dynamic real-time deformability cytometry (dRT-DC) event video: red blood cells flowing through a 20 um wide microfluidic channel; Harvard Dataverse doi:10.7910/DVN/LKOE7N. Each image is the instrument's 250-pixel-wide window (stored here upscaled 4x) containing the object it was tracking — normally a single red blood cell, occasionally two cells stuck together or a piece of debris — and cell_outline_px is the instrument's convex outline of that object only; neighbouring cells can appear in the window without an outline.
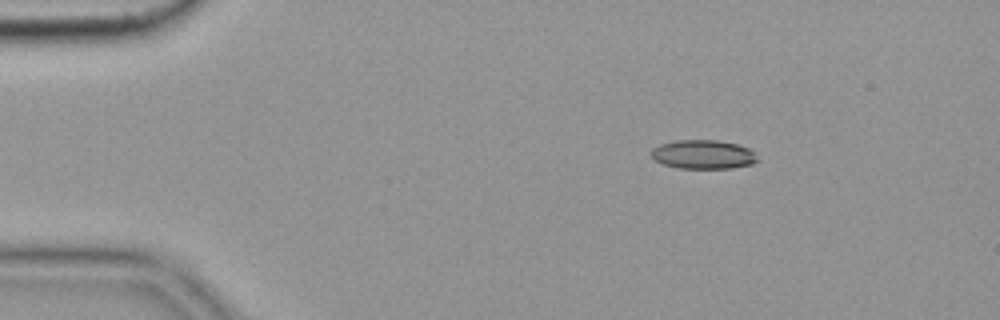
{"species": "common noctule bat (a hibernating species)", "species_latin": "Nyctalus noctula", "temperature_condition": "cold", "stored_images_in_passage": 5, "camera_frame_rate_fps": 3000, "um_per_image_px": 0.085, "animal": {"sex": "female", "body_mass_g": 19.9}, "frame": {"image": 1, "passage_image": 2, "time_ms": 0.333, "image_size_px": [1000, 320], "cell_outline_px": [[760, 160], [752, 164], [732, 168], [676, 168], [652, 160], [648, 152], [652, 148], [660, 144], [676, 140], [716, 140], [736, 144], [748, 148]], "centroid_in_image_um": [59.71, 13.13], "position_along_channel_um": 25.3, "area_um2": 18.09}}